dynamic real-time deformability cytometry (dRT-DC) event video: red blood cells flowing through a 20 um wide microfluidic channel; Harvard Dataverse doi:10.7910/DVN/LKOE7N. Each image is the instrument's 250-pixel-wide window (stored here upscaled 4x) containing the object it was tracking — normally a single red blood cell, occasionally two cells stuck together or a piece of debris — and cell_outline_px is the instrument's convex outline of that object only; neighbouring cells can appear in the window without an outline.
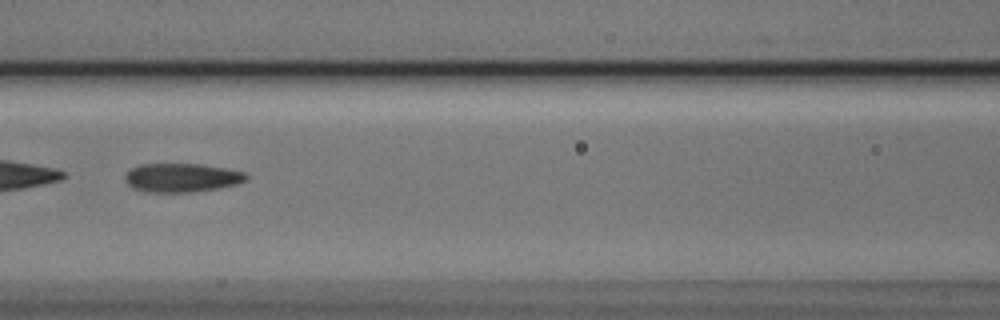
{"species": "Egyptian fruit bat (a non-hibernating species)", "species_latin": "Rousettus aegyptiacus", "temperature_condition": "cold", "stored_images_in_passage": 7, "camera_frame_rate_fps": 3000, "um_per_image_px": 0.085, "animal": {"sex": "male"}, "frame": {"image": 1, "passage_image": 6, "time_ms": 1.667, "image_size_px": [1000, 320], "cell_outline_px": [[248, 180], [236, 184], [220, 188], [192, 192], [144, 192], [132, 188], [124, 180], [124, 176], [132, 168], [140, 164], [200, 164], [228, 168], [244, 172], [248, 176]], "centroid_in_image_um": [15.46, 15.11], "position_along_channel_um": 151.1, "area_um2": 20.52}}
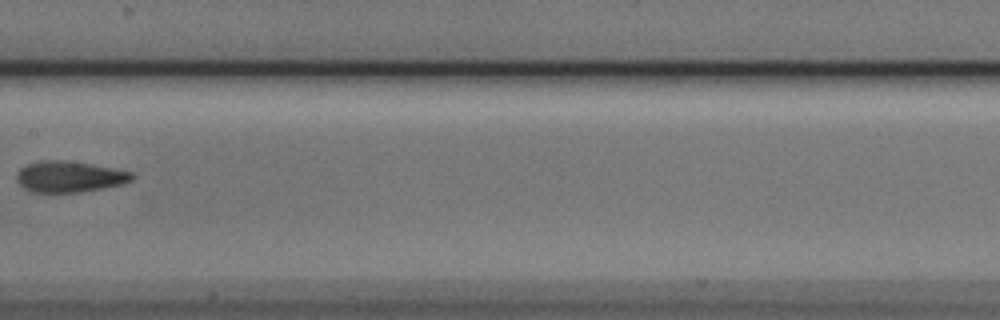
{"frame": {"image": 2, "passage_image": 7, "time_ms": 2.0, "image_size_px": [1000, 320], "cell_outline_px": [[136, 176], [132, 180], [124, 184], [80, 192], [32, 192], [24, 188], [16, 180], [16, 176], [20, 168], [28, 164], [40, 160], [64, 160], [112, 168], [132, 172]], "centroid_in_image_um": [5.9, 15.02], "position_along_channel_um": 201.5, "area_um2": 20.81}}